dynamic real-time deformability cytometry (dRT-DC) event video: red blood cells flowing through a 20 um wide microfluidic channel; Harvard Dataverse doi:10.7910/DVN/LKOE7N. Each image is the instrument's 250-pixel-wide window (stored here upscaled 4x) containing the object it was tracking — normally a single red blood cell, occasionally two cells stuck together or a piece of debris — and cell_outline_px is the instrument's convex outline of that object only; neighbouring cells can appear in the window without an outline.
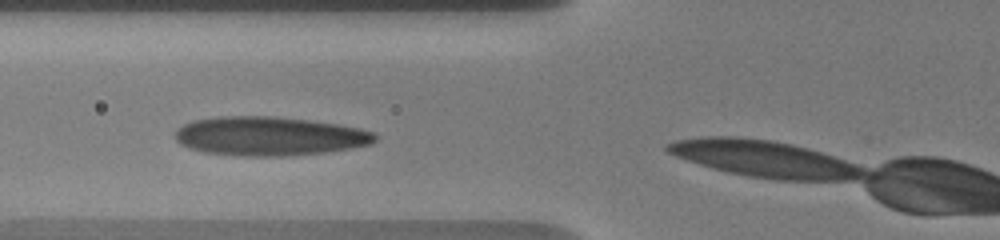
{"species": "human", "species_latin": "Homo sapiens", "temperature_condition": "warm", "stored_images_in_passage": 11, "camera_frame_rate_fps": 3000, "um_per_image_px": 0.085, "donor": {"sex": "male"}, "frame": {"image": 1, "passage_image": 4, "time_ms": 1.0, "image_size_px": [1000, 240], "cell_outline_px": [[376, 140], [372, 144], [324, 152], [284, 156], [240, 156], [204, 152], [188, 148], [180, 144], [176, 140], [176, 132], [184, 124], [192, 120], [220, 116], [276, 116], [308, 120], [336, 124], [360, 128], [372, 132], [376, 136]], "centroid_in_image_um": [22.86, 11.57], "position_along_channel_um": 102.9, "area_um2": 45.26}}
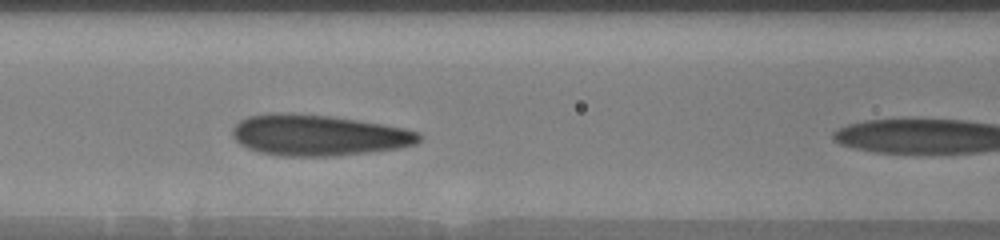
{"frame": {"image": 2, "passage_image": 7, "time_ms": 2.0, "image_size_px": [1000, 240], "cell_outline_px": [[420, 140], [416, 144], [396, 148], [368, 152], [336, 156], [280, 156], [260, 152], [248, 148], [240, 144], [232, 136], [232, 128], [240, 120], [248, 116], [268, 112], [292, 112], [332, 116], [404, 128], [420, 132]], "centroid_in_image_um": [27.0, 11.48], "position_along_channel_um": 139.6, "area_um2": 44.74}}
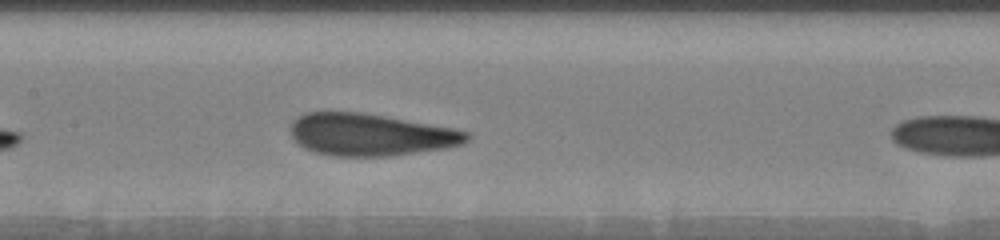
{"frame": {"image": 3, "passage_image": 10, "time_ms": 3.0, "image_size_px": [1000, 240], "cell_outline_px": [[472, 136], [468, 140], [460, 144], [448, 148], [388, 156], [332, 156], [316, 152], [304, 148], [296, 144], [288, 128], [292, 120], [296, 116], [304, 112], [364, 112], [452, 128], [468, 132]], "centroid_in_image_um": [31.42, 11.44], "position_along_channel_um": 176.0, "area_um2": 43.64}}